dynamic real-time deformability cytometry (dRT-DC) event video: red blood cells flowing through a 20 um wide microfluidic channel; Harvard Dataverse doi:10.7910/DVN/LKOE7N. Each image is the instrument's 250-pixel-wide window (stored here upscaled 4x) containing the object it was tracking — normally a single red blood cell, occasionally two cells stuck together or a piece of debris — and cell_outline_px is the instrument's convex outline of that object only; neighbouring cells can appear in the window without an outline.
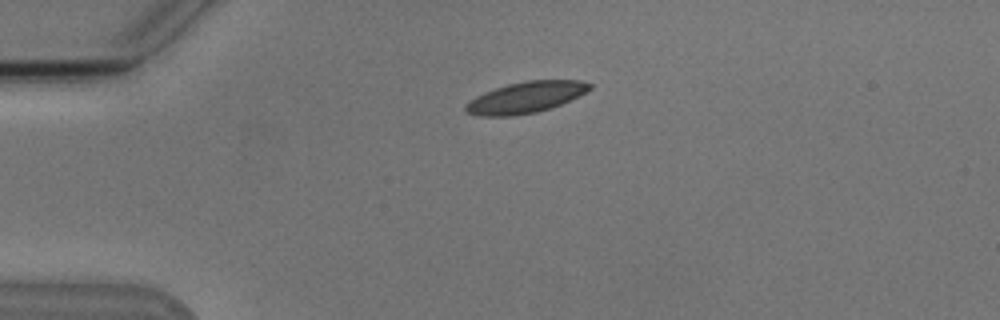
{"species": "Egyptian fruit bat (a non-hibernating species)", "species_latin": "Rousettus aegyptiacus", "temperature_condition": "cold", "stored_images_in_passage": 2, "camera_frame_rate_fps": 3000, "um_per_image_px": 0.085, "animal": {"sex": "male"}, "frame": {"image": 1, "passage_image": 1, "time_ms": 0.0, "image_size_px": [1000, 320], "cell_outline_px": [[592, 88], [580, 96], [560, 104], [536, 112], [512, 116], [480, 116], [464, 112], [464, 104], [476, 96], [484, 92], [508, 84], [524, 80], [580, 80], [592, 84]], "centroid_in_image_um": [44.67, 8.27], "position_along_channel_um": 40.3, "area_um2": 22.6}}